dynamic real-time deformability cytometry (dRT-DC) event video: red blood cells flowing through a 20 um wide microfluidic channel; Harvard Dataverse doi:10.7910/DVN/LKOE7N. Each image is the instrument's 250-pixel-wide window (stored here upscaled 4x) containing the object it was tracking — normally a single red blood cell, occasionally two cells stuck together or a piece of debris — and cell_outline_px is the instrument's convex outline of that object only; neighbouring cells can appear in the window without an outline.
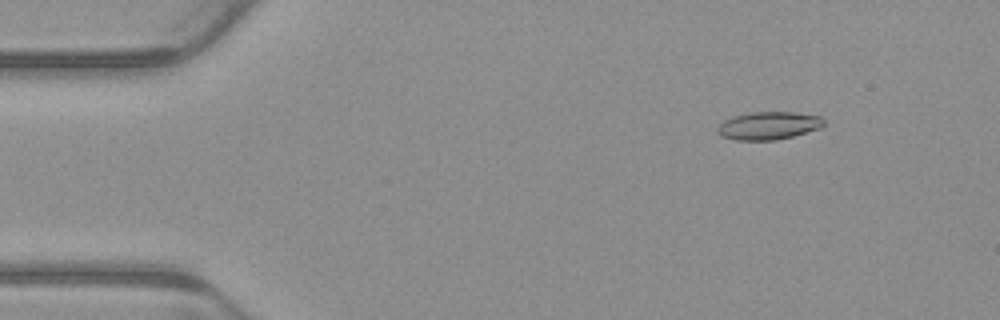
{"species": "common noctule bat (a hibernating species)", "species_latin": "Nyctalus noctula", "temperature_condition": "warm", "stored_images_in_passage": 5, "camera_frame_rate_fps": 3000, "um_per_image_px": 0.085, "animal": {"sex": "male", "body_mass_g": 23.1, "forearm_length_mm": 52.7}, "frame": {"image": 1, "passage_image": 2, "time_ms": 0.333, "image_size_px": [1000, 320], "cell_outline_px": [[824, 124], [820, 128], [792, 136], [776, 140], [736, 140], [720, 136], [716, 132], [716, 128], [724, 120], [732, 116], [752, 112], [792, 112], [820, 116], [824, 120]], "centroid_in_image_um": [65.28, 10.68], "position_along_channel_um": 19.7, "area_um2": 17.28}}